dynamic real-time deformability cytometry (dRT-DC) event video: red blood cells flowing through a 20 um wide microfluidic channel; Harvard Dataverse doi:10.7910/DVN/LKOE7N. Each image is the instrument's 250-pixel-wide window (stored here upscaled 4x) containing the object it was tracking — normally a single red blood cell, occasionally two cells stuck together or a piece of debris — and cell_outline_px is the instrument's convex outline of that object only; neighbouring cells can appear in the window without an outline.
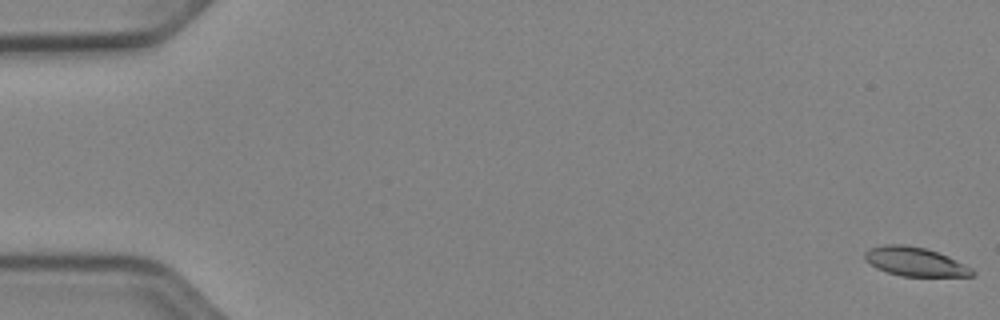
{"species": "Egyptian fruit bat (a non-hibernating species)", "species_latin": "Rousettus aegyptiacus", "temperature_condition": "cold", "stored_images_in_passage": 53, "camera_frame_rate_fps": 3000, "um_per_image_px": 0.085, "animal": {"sex": "female"}, "frame": {"image": 1, "passage_image": 1, "time_ms": 0.0, "image_size_px": [1000, 320], "cell_outline_px": [[976, 272], [972, 276], [900, 276], [876, 268], [864, 260], [864, 252], [868, 248], [884, 244], [904, 244], [924, 248], [948, 256], [972, 268]], "centroid_in_image_um": [77.74, 22.23], "position_along_channel_um": 7.3, "area_um2": 18.15}}
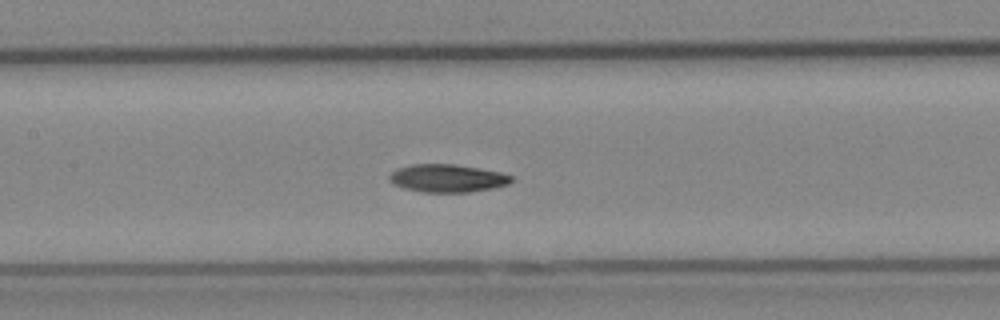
{"frame": {"image": 2, "passage_image": 26, "time_ms": 8.333, "image_size_px": [1000, 320], "cell_outline_px": [[512, 180], [508, 184], [492, 188], [468, 192], [420, 192], [404, 188], [392, 184], [388, 180], [388, 176], [396, 168], [412, 164], [456, 164], [480, 168], [500, 172], [512, 176]], "centroid_in_image_um": [37.98, 15.14], "position_along_channel_um": 169.4, "area_um2": 19.94}}
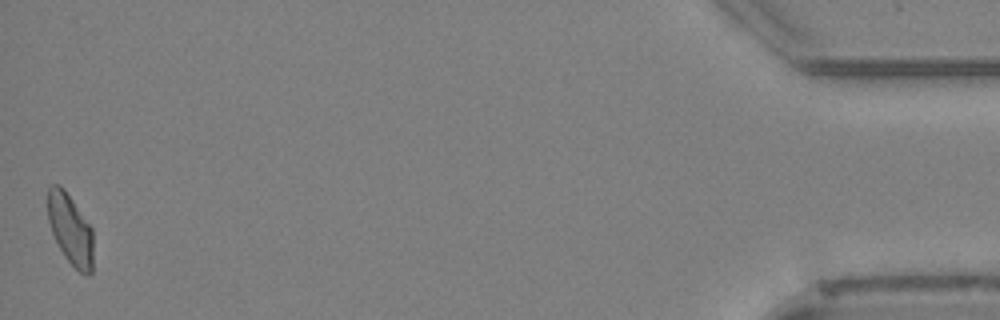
{"frame": {"image": 3, "passage_image": 53, "time_ms": 17.333, "image_size_px": [1000, 320], "cell_outline_px": [[92, 272], [88, 276], [84, 276], [64, 256], [52, 232], [48, 220], [48, 188], [52, 184], [60, 184], [64, 188], [92, 228]], "centroid_in_image_um": [5.98, 19.49], "position_along_channel_um": 429.2, "area_um2": 18.55}, "authors_computed_cell_mechanics": {"area_um2": 19.1896, "velocity_mm_per_s": 3.8915, "shape_relaxation_time_tau1_ms": 7.6, "shape_relaxation_time_tau2_ms": 8.3986, "deformation_change_tau1": 0.1827, "deformation_change_tau2": 0.1646}}